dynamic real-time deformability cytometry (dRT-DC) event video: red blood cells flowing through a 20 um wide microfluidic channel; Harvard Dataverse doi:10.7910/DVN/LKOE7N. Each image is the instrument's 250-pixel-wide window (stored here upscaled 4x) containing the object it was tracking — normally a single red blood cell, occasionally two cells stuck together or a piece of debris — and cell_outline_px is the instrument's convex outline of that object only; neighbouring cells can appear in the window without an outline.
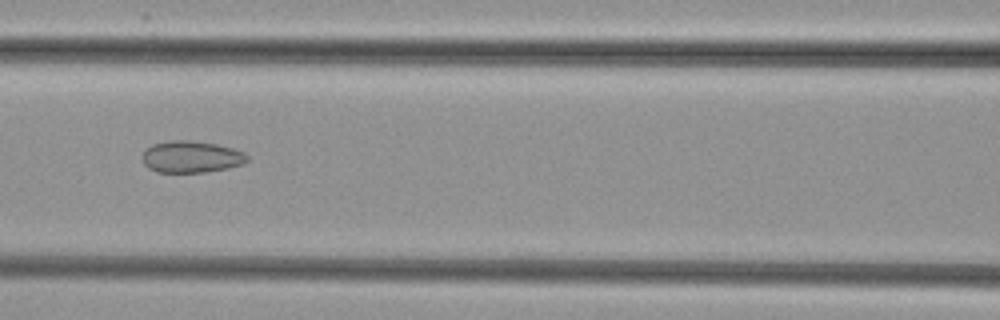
{"species": "common noctule bat (a hibernating species)", "species_latin": "Nyctalus noctula", "temperature_condition": "cold", "stored_images_in_passage": 49, "camera_frame_rate_fps": 3000, "um_per_image_px": 0.085, "animal": {"sex": "female", "body_mass_g": 29.2, "forearm_length_mm": 56.3}, "frame": {"image": 1, "passage_image": 20, "time_ms": 6.333, "image_size_px": [1000, 320], "cell_outline_px": [[248, 160], [244, 164], [228, 168], [204, 172], [156, 172], [148, 168], [144, 164], [140, 156], [152, 144], [172, 140], [192, 140], [216, 144], [232, 148], [244, 152], [248, 156]], "centroid_in_image_um": [16.25, 13.33], "position_along_channel_um": 150.4, "area_um2": 19.54}}
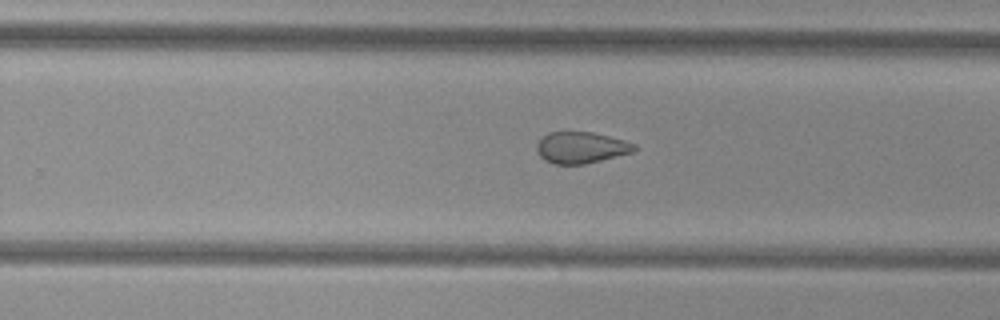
{"frame": {"image": 2, "passage_image": 30, "time_ms": 9.667, "image_size_px": [1000, 320], "cell_outline_px": [[636, 152], [584, 164], [556, 164], [544, 160], [540, 156], [536, 148], [536, 144], [548, 132], [592, 132], [624, 140], [636, 144]], "centroid_in_image_um": [49.42, 12.55], "position_along_channel_um": 280.4, "area_um2": 17.86}}
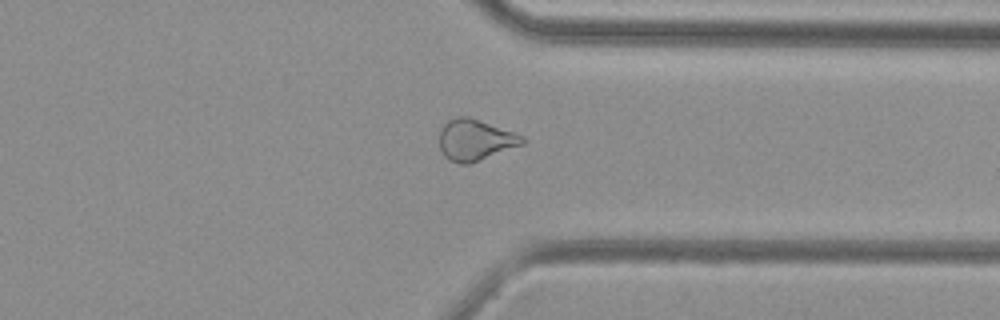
{"frame": {"image": 3, "passage_image": 37, "time_ms": 12.0, "image_size_px": [1000, 320], "cell_outline_px": [[528, 140], [524, 144], [480, 160], [468, 164], [460, 164], [448, 160], [444, 156], [440, 148], [440, 132], [444, 124], [448, 120], [456, 116], [468, 116], [524, 136]], "centroid_in_image_um": [40.4, 11.9], "position_along_channel_um": 371.0, "area_um2": 19.88}}